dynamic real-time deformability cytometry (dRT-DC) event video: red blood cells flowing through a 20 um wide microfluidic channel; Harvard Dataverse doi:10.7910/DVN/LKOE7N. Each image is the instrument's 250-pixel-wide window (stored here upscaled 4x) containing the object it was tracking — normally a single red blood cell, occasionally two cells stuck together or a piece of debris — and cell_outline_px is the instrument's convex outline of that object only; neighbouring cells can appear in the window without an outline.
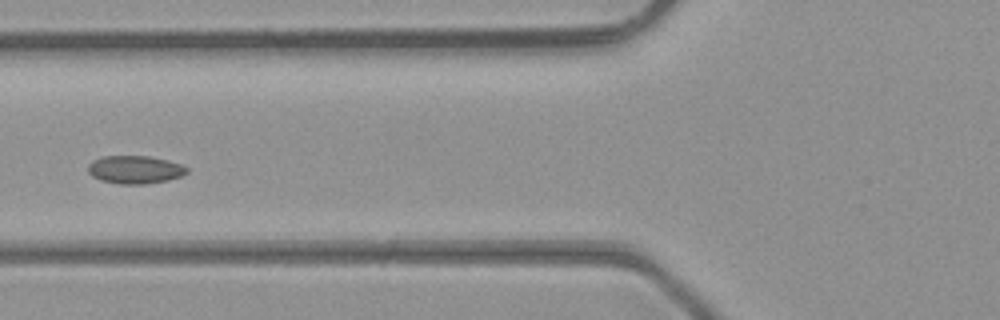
{"species": "common noctule bat (a hibernating species)", "species_latin": "Nyctalus noctula", "temperature_condition": "room temperature", "stored_images_in_passage": 5, "camera_frame_rate_fps": 3000, "um_per_image_px": 0.085, "animal": {"sex": "male", "body_mass_g": 23.1, "forearm_length_mm": 52.7}, "frame": {"image": 1, "passage_image": 5, "time_ms": 1.333, "image_size_px": [1000, 320], "cell_outline_px": [[188, 172], [180, 176], [168, 180], [144, 184], [120, 184], [100, 180], [92, 176], [88, 172], [88, 164], [92, 160], [100, 156], [148, 156], [168, 160], [180, 164], [188, 168]], "centroid_in_image_um": [11.44, 14.41], "position_along_channel_um": 114.4, "area_um2": 16.18}}